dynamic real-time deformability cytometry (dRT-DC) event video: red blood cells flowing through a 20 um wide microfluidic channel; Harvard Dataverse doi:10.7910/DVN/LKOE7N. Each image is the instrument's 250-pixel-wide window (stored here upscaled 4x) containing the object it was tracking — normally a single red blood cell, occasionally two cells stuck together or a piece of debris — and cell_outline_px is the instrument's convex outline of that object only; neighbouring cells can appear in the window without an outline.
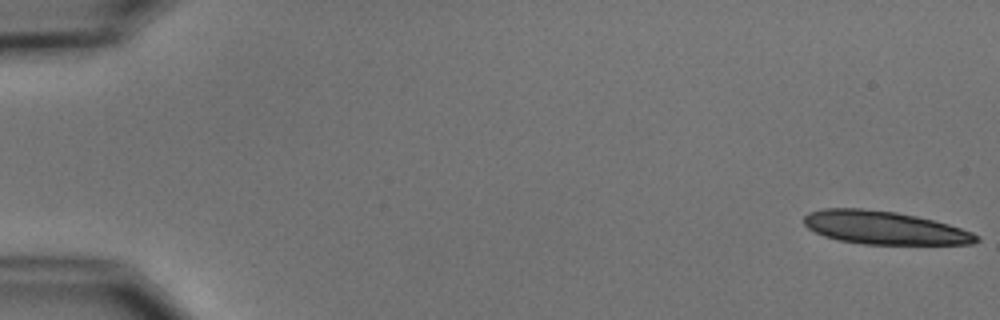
{"species": "common noctule bat (a hibernating species)", "species_latin": "Nyctalus noctula", "temperature_condition": "cold", "stored_images_in_passage": 5, "camera_frame_rate_fps": 3000, "um_per_image_px": 0.085, "animal": {"sex": "male", "body_mass_g": 15.6}, "frame": {"image": 1, "passage_image": 1, "time_ms": 0.0, "image_size_px": [1000, 320], "cell_outline_px": [[980, 240], [972, 244], [864, 244], [840, 240], [824, 236], [808, 228], [804, 224], [804, 216], [808, 212], [824, 208], [860, 208], [896, 212], [916, 216], [948, 224], [972, 232], [980, 236]], "centroid_in_image_um": [75.16, 19.35], "position_along_channel_um": 9.8, "area_um2": 33.18}}